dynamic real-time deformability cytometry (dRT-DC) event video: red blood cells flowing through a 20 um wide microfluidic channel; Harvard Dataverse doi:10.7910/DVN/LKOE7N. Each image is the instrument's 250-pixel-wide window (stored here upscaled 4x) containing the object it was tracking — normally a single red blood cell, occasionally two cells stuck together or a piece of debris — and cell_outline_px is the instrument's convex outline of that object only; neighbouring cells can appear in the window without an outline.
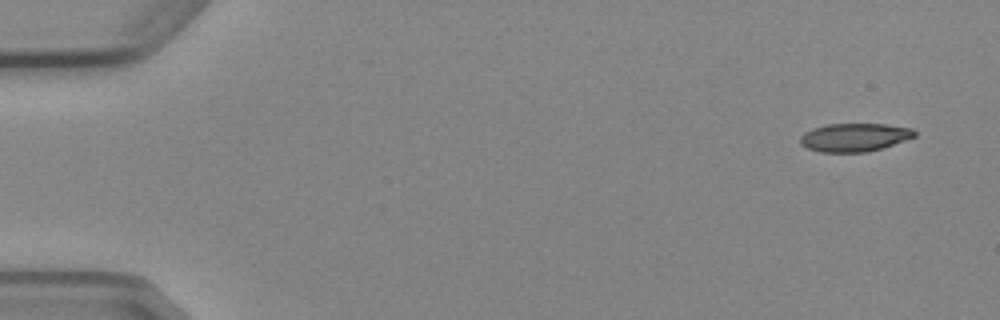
{"species": "Egyptian fruit bat (a non-hibernating species)", "species_latin": "Rousettus aegyptiacus", "temperature_condition": "cold", "stored_images_in_passage": 4, "camera_frame_rate_fps": 3000, "um_per_image_px": 0.085, "animal": {"sex": "female"}, "frame": {"image": 1, "passage_image": 1, "time_ms": 0.0, "image_size_px": [1000, 320], "cell_outline_px": [[916, 136], [880, 148], [864, 152], [820, 152], [808, 148], [800, 144], [800, 136], [804, 132], [812, 128], [828, 124], [884, 124], [912, 128], [916, 132]], "centroid_in_image_um": [72.59, 11.66], "position_along_channel_um": 12.4, "area_um2": 18.67}}
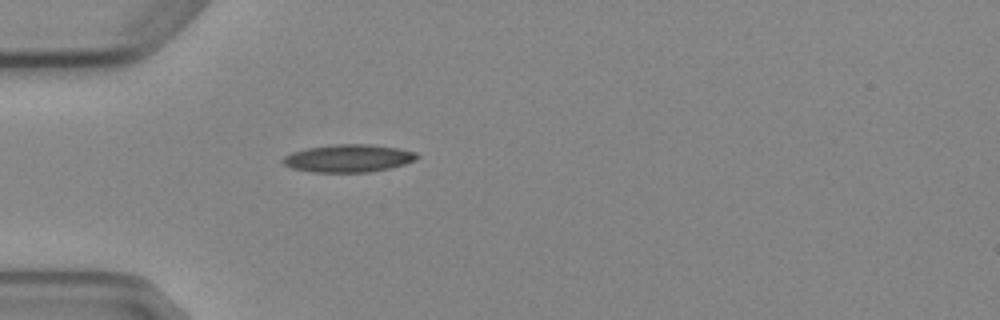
{"frame": {"image": 2, "passage_image": 4, "time_ms": 4.333, "image_size_px": [1000, 320], "cell_outline_px": [[420, 156], [404, 164], [388, 168], [368, 172], [312, 172], [292, 168], [284, 164], [280, 160], [284, 156], [292, 152], [308, 148], [332, 144], [372, 144], [396, 148], [416, 152]], "centroid_in_image_um": [29.57, 13.45], "position_along_channel_um": 55.4, "area_um2": 21.5}}